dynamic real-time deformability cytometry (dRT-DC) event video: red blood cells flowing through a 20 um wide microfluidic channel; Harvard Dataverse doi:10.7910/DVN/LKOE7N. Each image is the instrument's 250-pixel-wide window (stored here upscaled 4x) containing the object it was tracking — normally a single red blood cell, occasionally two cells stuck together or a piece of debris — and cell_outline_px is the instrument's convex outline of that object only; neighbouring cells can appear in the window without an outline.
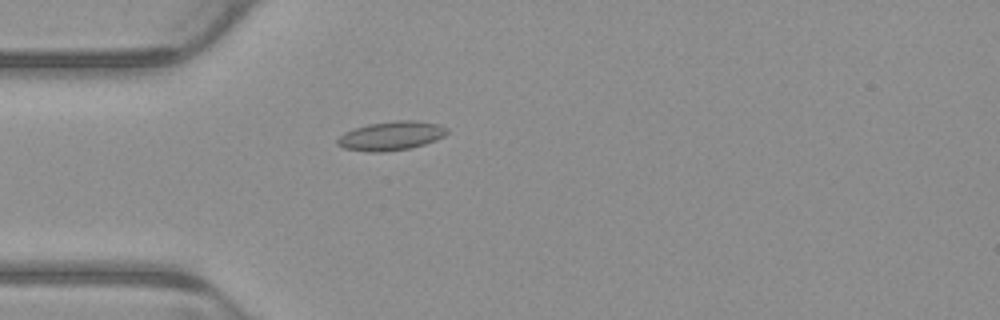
{"species": "common noctule bat (a hibernating species)", "species_latin": "Nyctalus noctula", "temperature_condition": "warm", "stored_images_in_passage": 4, "camera_frame_rate_fps": 3000, "um_per_image_px": 0.085, "animal": {"sex": "male", "body_mass_g": 23.1, "forearm_length_mm": 52.7}, "frame": {"image": 1, "passage_image": 4, "time_ms": 1.0, "image_size_px": [1000, 320], "cell_outline_px": [[448, 132], [444, 136], [436, 140], [424, 144], [408, 148], [384, 152], [368, 152], [344, 148], [336, 144], [336, 140], [344, 132], [352, 128], [368, 124], [396, 120], [416, 120], [440, 124], [448, 128]], "centroid_in_image_um": [33.24, 11.53], "position_along_channel_um": 51.8, "area_um2": 18.67}}